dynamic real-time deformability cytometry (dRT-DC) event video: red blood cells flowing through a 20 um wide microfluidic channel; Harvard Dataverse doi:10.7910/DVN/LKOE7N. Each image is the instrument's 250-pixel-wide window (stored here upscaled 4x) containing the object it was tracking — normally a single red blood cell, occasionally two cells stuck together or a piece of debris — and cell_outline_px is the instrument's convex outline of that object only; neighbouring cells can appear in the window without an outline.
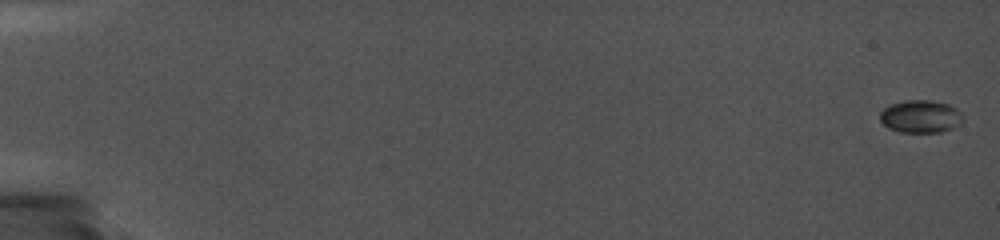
{"species": "common noctule bat (a hibernating species)", "species_latin": "Nyctalus noctula", "temperature_condition": "cold", "stored_images_in_passage": 13, "camera_frame_rate_fps": 5000, "um_per_image_px": 0.085, "animal": {"sex": "female", "body_mass_g": 19.0, "forearm_length_mm": 56.7}, "frame": {"image": 1, "passage_image": 1, "time_ms": 0.0, "image_size_px": [1000, 240], "cell_outline_px": [[964, 120], [960, 124], [952, 128], [940, 132], [900, 132], [888, 128], [880, 120], [880, 112], [884, 108], [892, 104], [904, 100], [932, 100], [948, 104], [956, 108], [960, 112]], "centroid_in_image_um": [78.26, 9.9], "position_along_channel_um": 6.7, "area_um2": 15.84}}
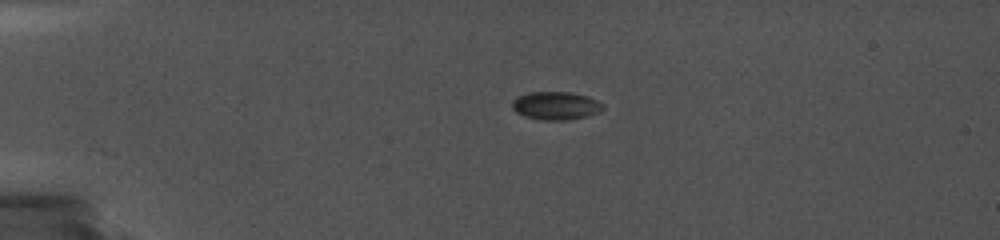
{"frame": {"image": 2, "passage_image": 6, "time_ms": 4.6, "image_size_px": [1000, 240], "cell_outline_px": [[604, 108], [600, 112], [584, 116], [564, 120], [540, 120], [524, 116], [516, 112], [512, 108], [512, 100], [516, 96], [528, 92], [568, 92], [588, 96], [604, 104]], "centroid_in_image_um": [47.21, 8.97], "position_along_channel_um": 37.8, "area_um2": 14.91}}
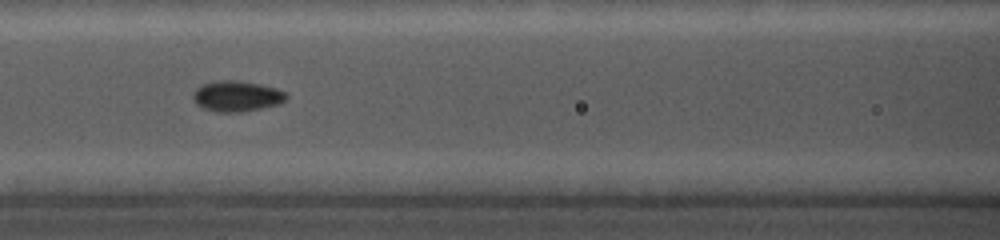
{"frame": {"image": 3, "passage_image": 11, "time_ms": 9.0, "image_size_px": [1000, 240], "cell_outline_px": [[288, 96], [280, 104], [240, 112], [216, 112], [204, 108], [196, 104], [192, 100], [192, 92], [200, 84], [216, 80], [236, 80], [260, 84], [276, 88], [284, 92]], "centroid_in_image_um": [20.07, 8.16], "position_along_channel_um": 146.5, "area_um2": 16.82}}